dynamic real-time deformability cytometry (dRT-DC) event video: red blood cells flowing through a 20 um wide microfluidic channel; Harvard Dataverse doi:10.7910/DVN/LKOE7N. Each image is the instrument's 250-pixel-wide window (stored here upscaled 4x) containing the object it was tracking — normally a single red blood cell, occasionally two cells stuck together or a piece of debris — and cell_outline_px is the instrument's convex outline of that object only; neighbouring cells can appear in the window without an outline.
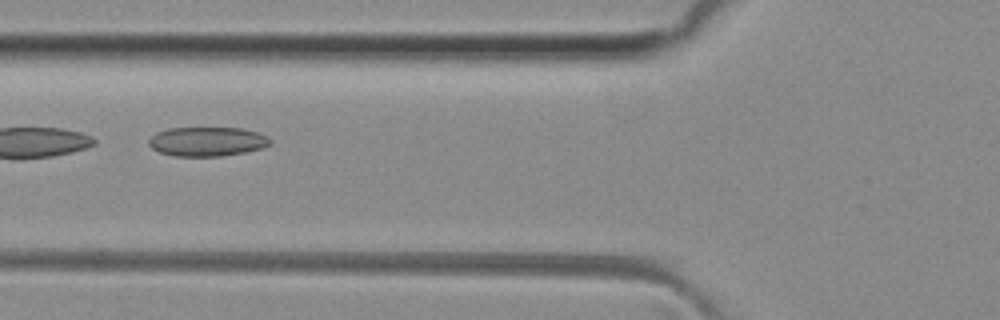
{"species": "common noctule bat (a hibernating species)", "species_latin": "Nyctalus noctula", "temperature_condition": "room temperature", "stored_images_in_passage": 32, "camera_frame_rate_fps": 3000, "um_per_image_px": 0.085, "animal": {"sex": "female", "body_mass_g": 29.2, "forearm_length_mm": 56.3}, "frame": {"image": 1, "passage_image": 17, "time_ms": 5.333, "image_size_px": [1000, 320], "cell_outline_px": [[272, 144], [260, 148], [244, 152], [220, 156], [176, 156], [160, 152], [152, 148], [148, 144], [148, 140], [156, 132], [168, 128], [244, 128], [260, 132], [268, 136], [272, 140]], "centroid_in_image_um": [17.64, 12.02], "position_along_channel_um": 108.2, "area_um2": 20.81}}
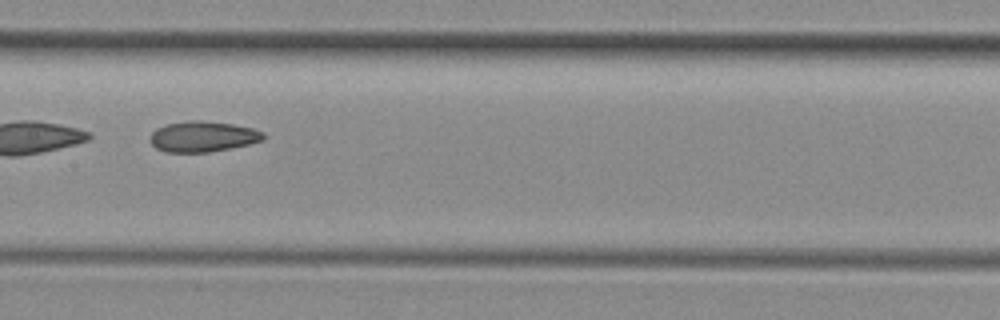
{"frame": {"image": 2, "passage_image": 23, "time_ms": 7.333, "image_size_px": [1000, 320], "cell_outline_px": [[264, 140], [248, 144], [208, 152], [168, 152], [156, 148], [152, 144], [152, 132], [156, 128], [164, 124], [188, 120], [200, 120], [232, 124], [252, 128], [264, 132]], "centroid_in_image_um": [17.24, 11.59], "position_along_channel_um": 190.2, "area_um2": 20.06}}
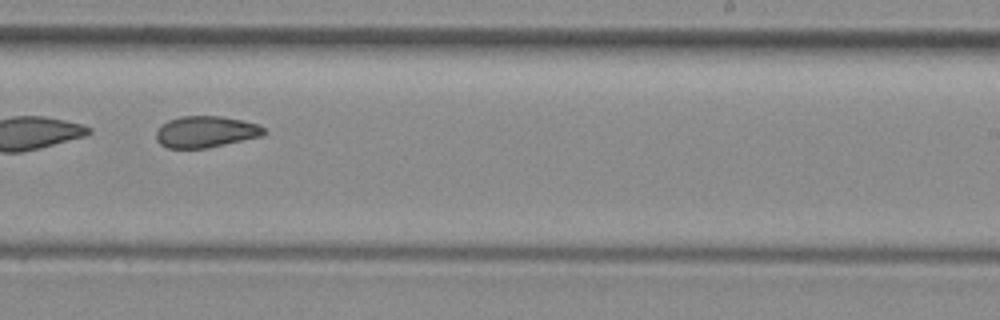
{"frame": {"image": 3, "passage_image": 29, "time_ms": 9.333, "image_size_px": [1000, 320], "cell_outline_px": [[268, 132], [260, 136], [208, 148], [168, 148], [160, 144], [156, 140], [156, 132], [168, 120], [180, 116], [220, 116], [260, 124]], "centroid_in_image_um": [17.5, 11.2], "position_along_channel_um": 271.5, "area_um2": 19.65}}